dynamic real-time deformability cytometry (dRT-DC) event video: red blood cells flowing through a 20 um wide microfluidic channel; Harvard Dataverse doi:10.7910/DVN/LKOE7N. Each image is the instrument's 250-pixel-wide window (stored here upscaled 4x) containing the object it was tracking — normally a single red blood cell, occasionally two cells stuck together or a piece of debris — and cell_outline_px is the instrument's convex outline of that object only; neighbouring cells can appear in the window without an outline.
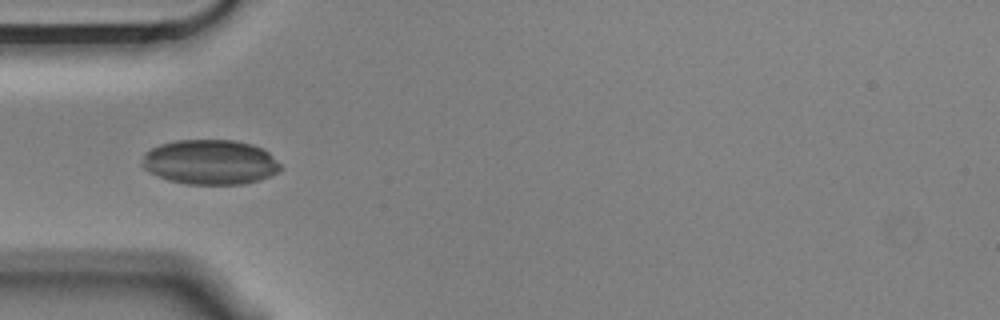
{"species": "Egyptian fruit bat (a non-hibernating species)", "species_latin": "Rousettus aegyptiacus", "temperature_condition": "cold", "stored_images_in_passage": 14, "camera_frame_rate_fps": 3000, "um_per_image_px": 0.085, "animal": {"sex": "male"}, "frame": {"image": 1, "passage_image": 4, "time_ms": 1.0, "image_size_px": [1000, 320], "cell_outline_px": [[284, 168], [260, 180], [244, 184], [184, 184], [168, 180], [156, 176], [148, 172], [140, 164], [144, 152], [160, 144], [176, 140], [232, 140], [252, 144], [268, 152]], "centroid_in_image_um": [17.82, 13.78], "position_along_channel_um": 67.2, "area_um2": 36.36}}
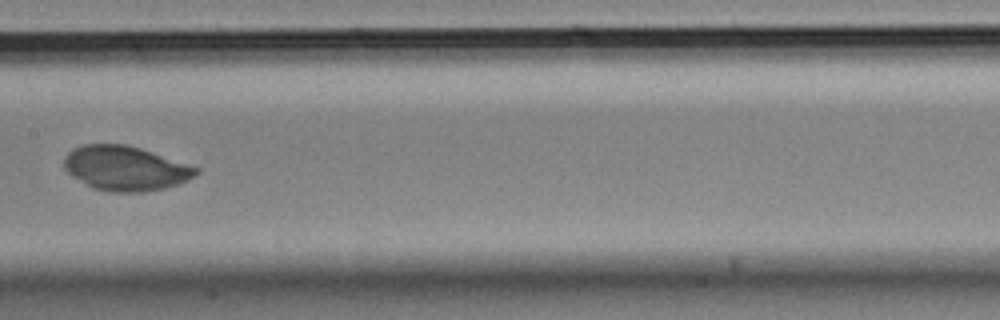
{"frame": {"image": 2, "passage_image": 7, "time_ms": 2.0, "image_size_px": [1000, 320], "cell_outline_px": [[200, 172], [188, 180], [180, 184], [164, 188], [144, 192], [108, 192], [92, 188], [72, 176], [64, 168], [64, 156], [72, 148], [84, 144], [124, 144], [140, 148], [200, 168]], "centroid_in_image_um": [10.65, 14.31], "position_along_channel_um": 196.7, "area_um2": 34.45}}
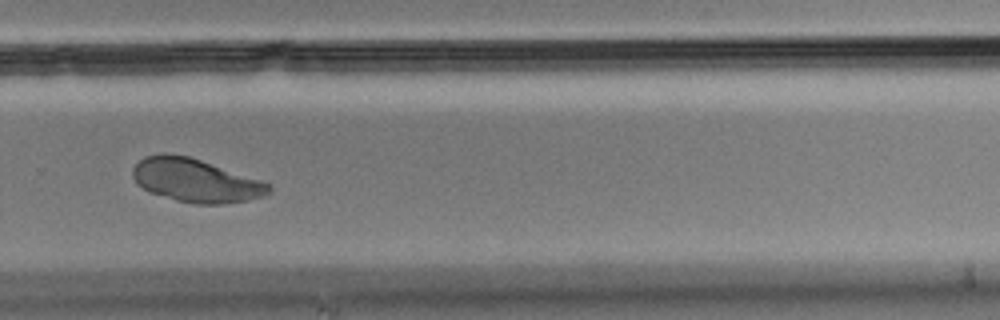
{"frame": {"image": 3, "passage_image": 10, "time_ms": 3.0, "image_size_px": [1000, 320], "cell_outline_px": [[272, 192], [260, 196], [244, 200], [220, 204], [192, 204], [176, 200], [152, 192], [136, 184], [132, 176], [132, 168], [144, 156], [160, 152], [164, 152], [188, 156], [272, 184]], "centroid_in_image_um": [16.58, 15.32], "position_along_channel_um": 313.2, "area_um2": 34.16}}